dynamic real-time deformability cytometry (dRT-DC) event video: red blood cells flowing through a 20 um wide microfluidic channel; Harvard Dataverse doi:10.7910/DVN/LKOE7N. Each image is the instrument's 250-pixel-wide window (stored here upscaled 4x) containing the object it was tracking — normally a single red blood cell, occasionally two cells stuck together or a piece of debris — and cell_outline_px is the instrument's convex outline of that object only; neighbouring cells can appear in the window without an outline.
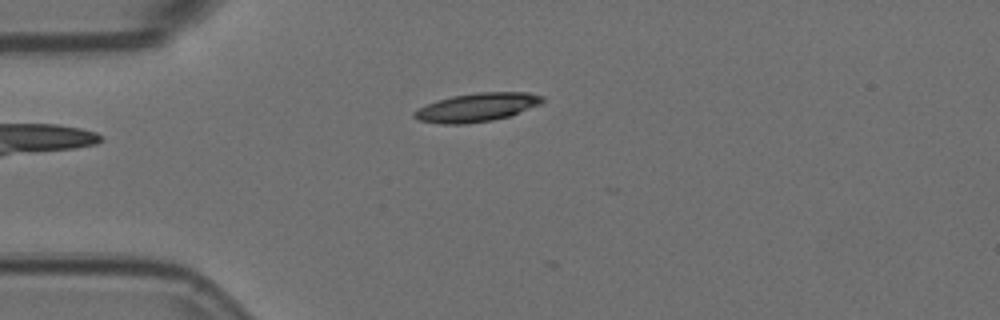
{"species": "Egyptian fruit bat (a non-hibernating species)", "species_latin": "Rousettus aegyptiacus", "temperature_condition": "room temperature", "stored_images_in_passage": 2, "camera_frame_rate_fps": 3000, "um_per_image_px": 0.085, "animal": {"sex": "female"}, "frame": {"image": 1, "passage_image": 2, "time_ms": 0.333, "image_size_px": [1000, 320], "cell_outline_px": [[544, 100], [540, 104], [508, 116], [492, 120], [464, 124], [440, 124], [416, 120], [412, 116], [412, 112], [436, 100], [452, 96], [476, 92], [528, 92], [544, 96]], "centroid_in_image_um": [40.5, 9.12], "position_along_channel_um": 44.5, "area_um2": 21.33}}